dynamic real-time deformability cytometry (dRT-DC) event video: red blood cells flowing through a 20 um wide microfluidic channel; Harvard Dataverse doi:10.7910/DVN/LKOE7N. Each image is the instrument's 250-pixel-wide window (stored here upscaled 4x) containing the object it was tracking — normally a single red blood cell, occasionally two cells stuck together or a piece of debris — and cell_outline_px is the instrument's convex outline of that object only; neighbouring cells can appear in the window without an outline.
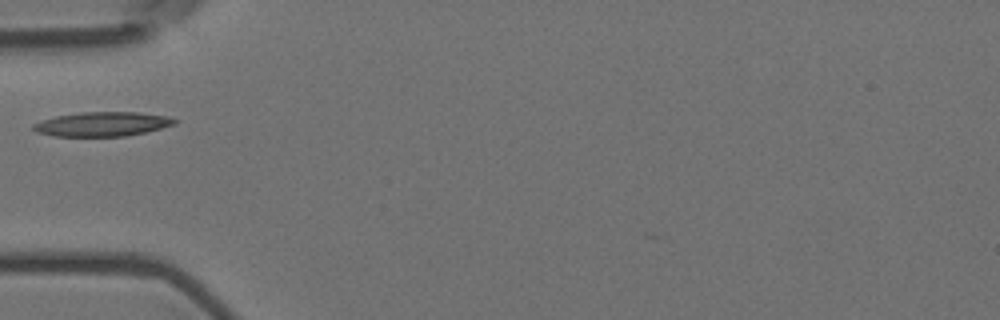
{"species": "Egyptian fruit bat (a non-hibernating species)", "species_latin": "Rousettus aegyptiacus", "temperature_condition": "room temperature", "stored_images_in_passage": 3, "camera_frame_rate_fps": 3000, "um_per_image_px": 0.085, "animal": {"sex": "female"}, "frame": {"image": 1, "passage_image": 1, "time_ms": 0.0, "image_size_px": [1000, 320], "cell_outline_px": [[176, 124], [144, 132], [124, 136], [56, 136], [36, 132], [32, 128], [32, 124], [56, 116], [80, 112], [140, 112], [168, 116], [176, 120]], "centroid_in_image_um": [8.69, 10.54], "position_along_channel_um": 76.3, "area_um2": 19.88}}